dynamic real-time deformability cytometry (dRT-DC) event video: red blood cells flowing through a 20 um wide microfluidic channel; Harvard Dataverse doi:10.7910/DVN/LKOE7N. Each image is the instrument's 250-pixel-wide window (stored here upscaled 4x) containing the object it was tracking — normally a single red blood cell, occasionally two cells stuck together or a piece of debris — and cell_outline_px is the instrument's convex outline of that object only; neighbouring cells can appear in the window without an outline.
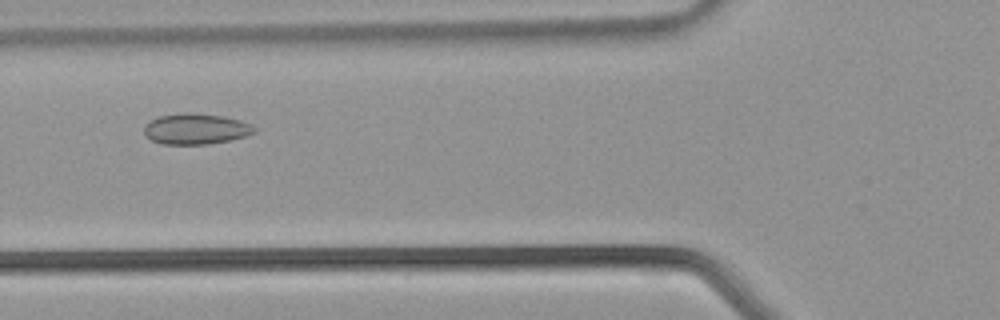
{"species": "common noctule bat (a hibernating species)", "species_latin": "Nyctalus noctula", "temperature_condition": "warm", "stored_images_in_passage": 31, "camera_frame_rate_fps": 3000, "um_per_image_px": 0.085, "animal": {"sex": "male", "body_mass_g": 21.5, "forearm_length_mm": 52.0}, "frame": {"image": 1, "passage_image": 7, "time_ms": 2.0, "image_size_px": [1000, 320], "cell_outline_px": [[256, 132], [232, 140], [208, 144], [160, 144], [152, 140], [144, 132], [144, 124], [156, 116], [184, 112], [188, 112], [224, 116], [240, 120], [252, 124], [256, 128]], "centroid_in_image_um": [16.64, 10.95], "position_along_channel_um": 109.2, "area_um2": 20.0}}
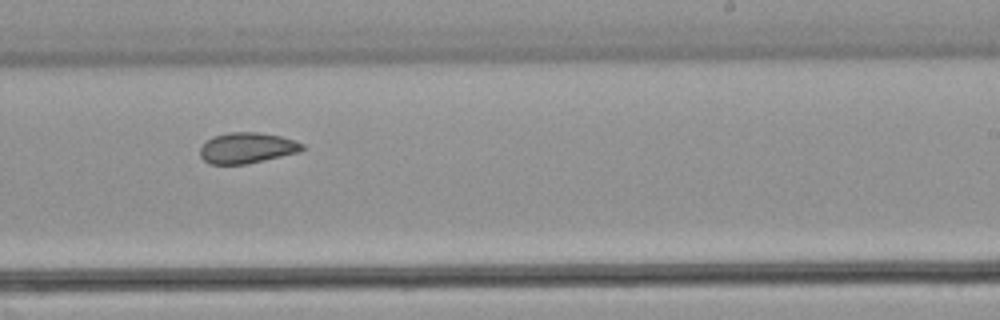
{"frame": {"image": 2, "passage_image": 16, "time_ms": 5.0, "image_size_px": [1000, 320], "cell_outline_px": [[304, 148], [300, 152], [244, 164], [212, 164], [204, 160], [200, 156], [200, 148], [212, 136], [228, 132], [256, 132], [280, 136], [296, 140], [304, 144]], "centroid_in_image_um": [21.0, 12.56], "position_along_channel_um": 268.0, "area_um2": 18.21}}
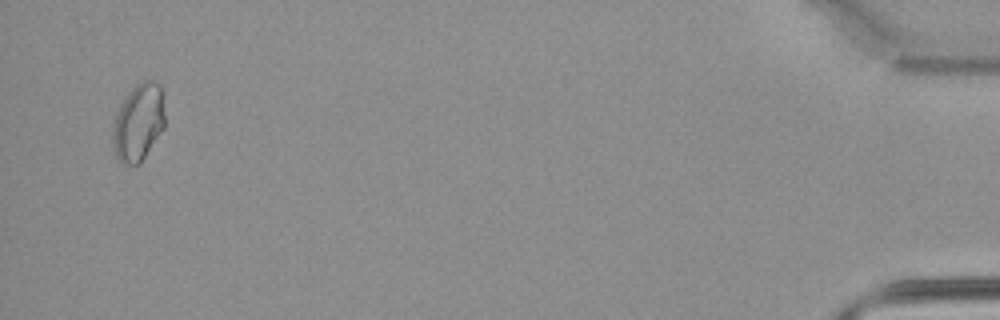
{"frame": {"image": 3, "passage_image": 30, "time_ms": 9.667, "image_size_px": [1000, 320], "cell_outline_px": [[164, 128], [140, 164], [124, 164], [116, 156], [112, 144], [112, 124], [120, 104], [128, 92], [136, 84], [144, 80], [152, 80], [160, 84], [164, 116]], "centroid_in_image_um": [11.74, 10.4], "position_along_channel_um": 423.5, "area_um2": 23.52}}